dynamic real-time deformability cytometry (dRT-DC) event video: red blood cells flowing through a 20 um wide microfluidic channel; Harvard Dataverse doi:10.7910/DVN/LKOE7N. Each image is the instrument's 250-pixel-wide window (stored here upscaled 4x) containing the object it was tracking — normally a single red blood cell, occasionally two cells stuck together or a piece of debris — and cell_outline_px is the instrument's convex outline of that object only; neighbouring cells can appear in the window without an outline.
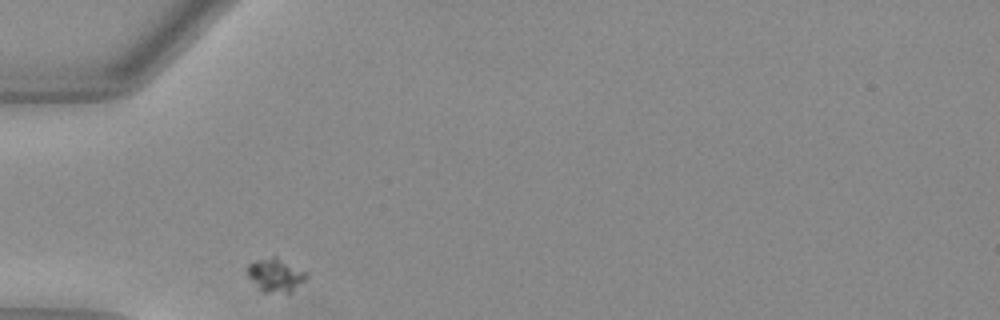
{"species": "Egyptian fruit bat (a non-hibernating species)", "species_latin": "Rousettus aegyptiacus", "temperature_condition": "warm", "stored_images_in_passage": 27, "camera_frame_rate_fps": 3000, "um_per_image_px": 0.085, "animal": {"sex": "female"}, "frame": {"image": 1, "passage_image": 1, "time_ms": 0.0, "image_size_px": [1000, 320], "cell_outline_px": [[308, 276], [304, 280], [288, 292], [264, 292], [248, 276], [244, 268], [248, 264], [256, 260], [272, 256], [276, 256], [308, 272]], "centroid_in_image_um": [23.4, 23.33], "position_along_channel_um": 61.6, "area_um2": 11.33}}
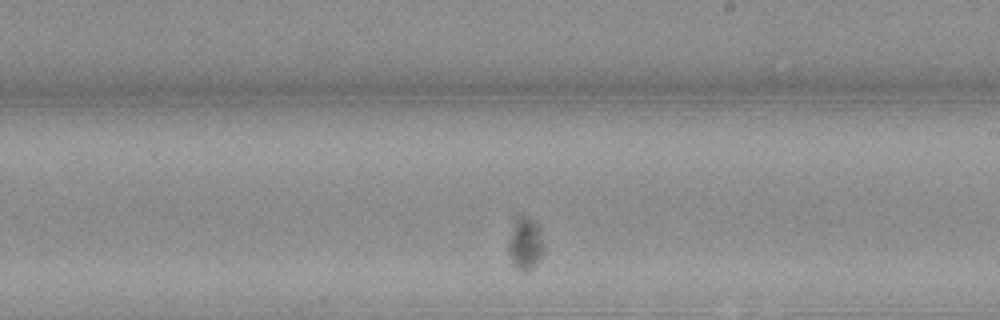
{"frame": {"image": 2, "passage_image": 16, "time_ms": 5.0, "image_size_px": [1000, 320], "cell_outline_px": [[544, 248], [540, 256], [532, 268], [528, 272], [520, 272], [512, 268], [508, 252], [508, 244], [512, 216], [524, 216], [532, 220], [536, 224], [544, 244]], "centroid_in_image_um": [44.56, 20.73], "position_along_channel_um": 244.4, "area_um2": 11.16}}
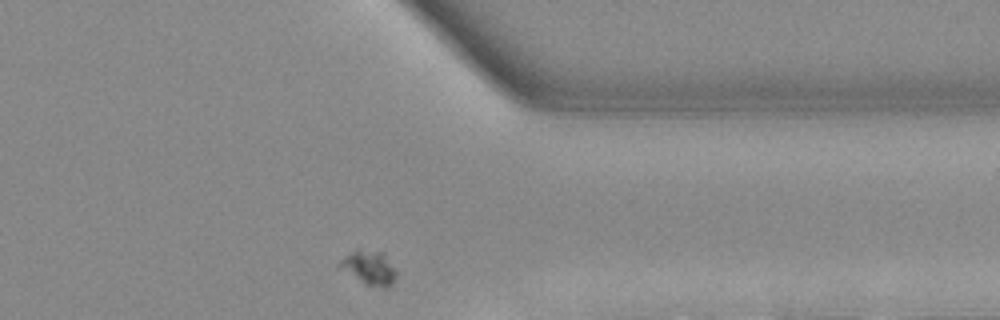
{"frame": {"image": 3, "passage_image": 27, "time_ms": 8.667, "image_size_px": [1000, 320], "cell_outline_px": [[396, 276], [392, 284], [388, 288], [384, 288], [364, 284], [336, 264], [344, 256], [356, 248], [360, 248], [384, 252], [396, 272]], "centroid_in_image_um": [31.38, 22.73], "position_along_channel_um": 380.0, "area_um2": 11.33}}